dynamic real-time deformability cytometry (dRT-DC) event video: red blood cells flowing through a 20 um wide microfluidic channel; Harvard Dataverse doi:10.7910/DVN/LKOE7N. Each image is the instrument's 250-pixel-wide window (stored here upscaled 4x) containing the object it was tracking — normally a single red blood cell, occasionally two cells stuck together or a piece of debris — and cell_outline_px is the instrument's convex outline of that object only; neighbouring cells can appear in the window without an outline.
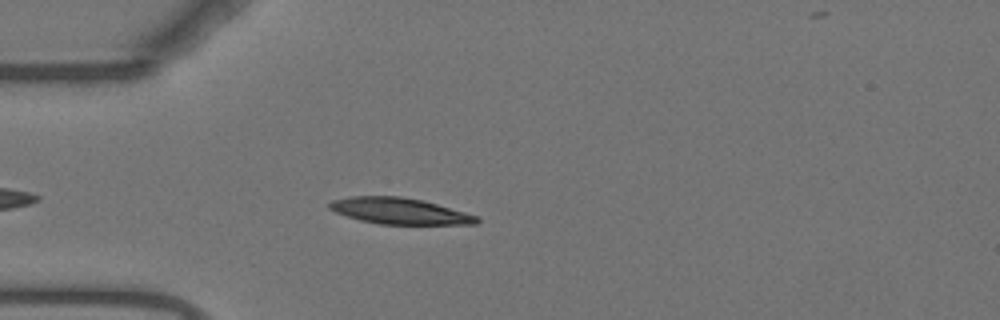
{"species": "Egyptian fruit bat (a non-hibernating species)", "species_latin": "Rousettus aegyptiacus", "temperature_condition": "warm", "stored_images_in_passage": 43, "camera_frame_rate_fps": 3000, "um_per_image_px": 0.085, "animal": {"sex": "female"}, "frame": {"image": 1, "passage_image": 6, "time_ms": 1.667, "image_size_px": [1000, 320], "cell_outline_px": [[480, 220], [476, 224], [380, 224], [360, 220], [336, 212], [328, 208], [328, 204], [332, 200], [352, 196], [400, 196], [420, 200], [436, 204], [464, 212], [476, 216]], "centroid_in_image_um": [33.92, 17.93], "position_along_channel_um": 51.1, "area_um2": 22.14}}
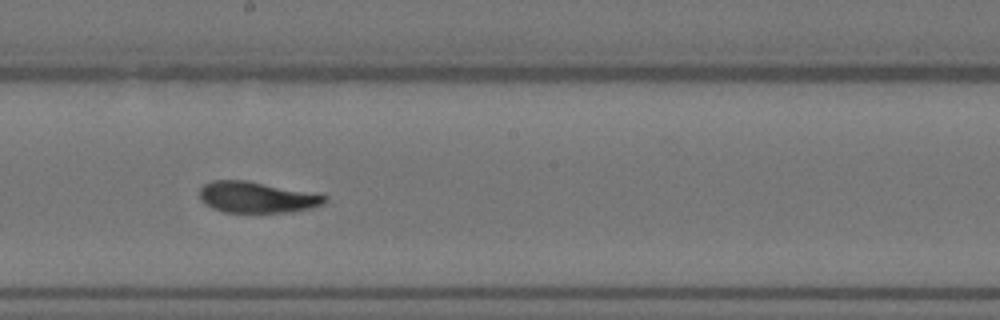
{"frame": {"image": 2, "passage_image": 21, "time_ms": 6.667, "image_size_px": [1000, 320], "cell_outline_px": [[328, 200], [324, 204], [312, 208], [292, 212], [224, 212], [212, 208], [204, 204], [200, 200], [200, 188], [204, 184], [212, 180], [248, 180], [328, 196]], "centroid_in_image_um": [21.81, 16.77], "position_along_channel_um": 226.4, "area_um2": 22.77}}
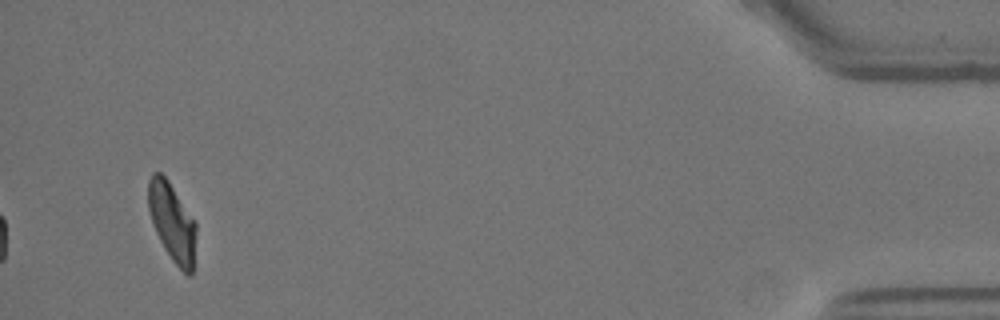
{"frame": {"image": 3, "passage_image": 43, "time_ms": 14.0, "image_size_px": [1000, 320], "cell_outline_px": [[196, 232], [192, 276], [188, 276], [172, 260], [164, 248], [156, 232], [148, 208], [148, 180], [152, 172], [160, 172], [168, 180], [196, 220]], "centroid_in_image_um": [14.64, 18.86], "position_along_channel_um": 420.6, "area_um2": 21.91}, "authors_computed_cell_mechanics": {"area_um2": 22.6576, "velocity_mm_per_s": 3.7023, "shape_relaxation_time_tau1_ms": null, "shape_relaxation_time_tau2_ms": 2.8191, "deformation_change_tau1": null, "deformation_change_tau2": 0.0835}}